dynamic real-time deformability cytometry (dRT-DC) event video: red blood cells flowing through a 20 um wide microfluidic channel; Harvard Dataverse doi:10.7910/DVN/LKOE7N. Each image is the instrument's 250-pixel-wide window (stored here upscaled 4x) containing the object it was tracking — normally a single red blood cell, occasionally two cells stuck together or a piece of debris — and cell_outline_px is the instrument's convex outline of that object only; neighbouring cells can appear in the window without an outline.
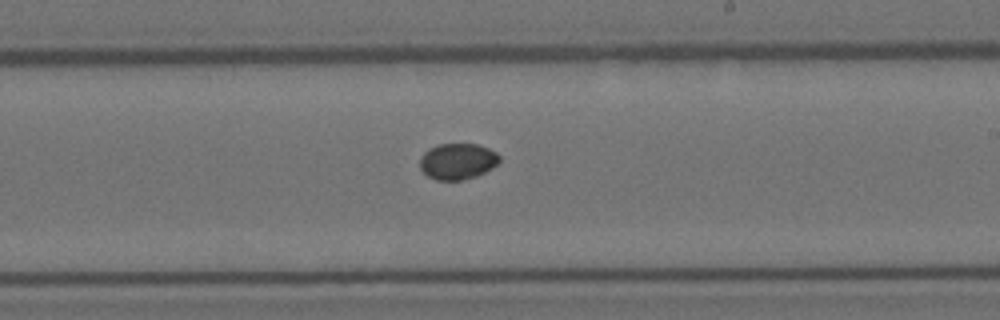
{"species": "Egyptian fruit bat (a non-hibernating species)", "species_latin": "Rousettus aegyptiacus", "temperature_condition": "room temperature", "stored_images_in_passage": 8, "camera_frame_rate_fps": 3000, "um_per_image_px": 0.085, "animal": {"sex": "female"}, "frame": {"image": 1, "passage_image": 7, "time_ms": 2.0, "image_size_px": [1000, 320], "cell_outline_px": [[500, 160], [492, 168], [476, 176], [464, 180], [436, 180], [428, 176], [420, 168], [420, 156], [428, 148], [440, 144], [476, 144], [488, 148], [496, 152], [500, 156]], "centroid_in_image_um": [38.88, 13.71], "position_along_channel_um": 250.1, "area_um2": 16.76}}